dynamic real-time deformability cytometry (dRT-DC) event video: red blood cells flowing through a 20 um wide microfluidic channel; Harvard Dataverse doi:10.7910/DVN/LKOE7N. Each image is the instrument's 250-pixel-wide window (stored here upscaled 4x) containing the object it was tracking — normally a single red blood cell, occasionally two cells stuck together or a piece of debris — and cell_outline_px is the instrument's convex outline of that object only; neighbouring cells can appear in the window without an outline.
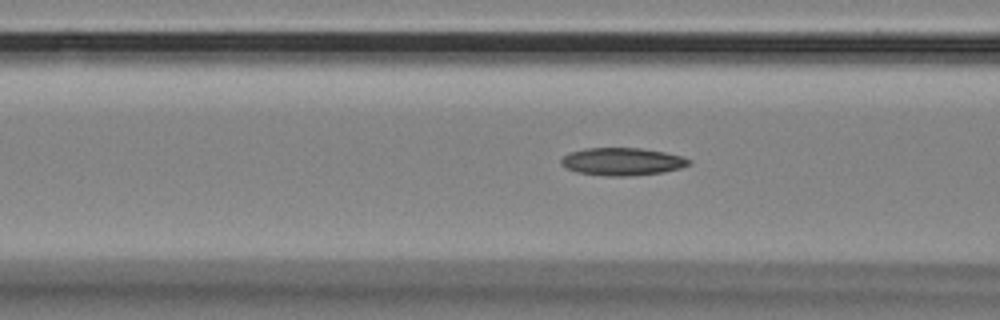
{"species": "Egyptian fruit bat (a non-hibernating species)", "species_latin": "Rousettus aegyptiacus", "temperature_condition": "room temperature", "stored_images_in_passage": 38, "camera_frame_rate_fps": 3000, "um_per_image_px": 0.085, "animal": {"sex": "female"}, "frame": {"image": 1, "passage_image": 5, "time_ms": 1.333, "image_size_px": [1000, 320], "cell_outline_px": [[692, 164], [680, 168], [664, 172], [628, 176], [604, 176], [576, 172], [560, 164], [560, 160], [568, 152], [584, 148], [640, 148], [664, 152], [680, 156], [692, 160]], "centroid_in_image_um": [52.88, 13.73], "position_along_channel_um": 113.7, "area_um2": 20.69}}
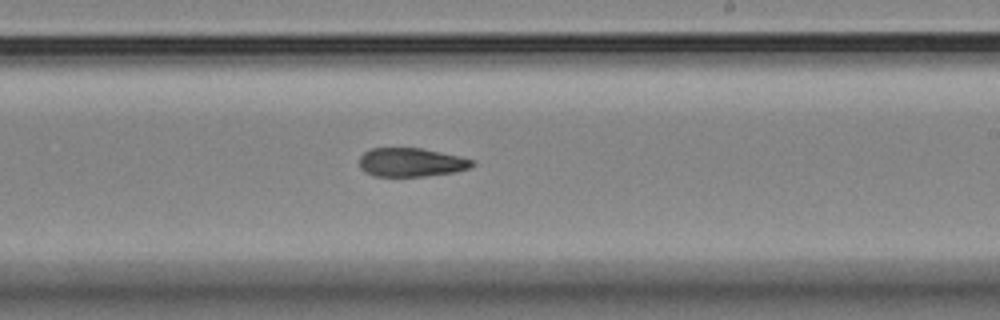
{"frame": {"image": 2, "passage_image": 17, "time_ms": 5.333, "image_size_px": [1000, 320], "cell_outline_px": [[476, 164], [468, 168], [452, 172], [424, 176], [372, 176], [364, 172], [360, 168], [360, 156], [364, 152], [372, 148], [420, 148], [456, 156], [472, 160]], "centroid_in_image_um": [34.88, 13.8], "position_along_channel_um": 254.1, "area_um2": 18.61}}
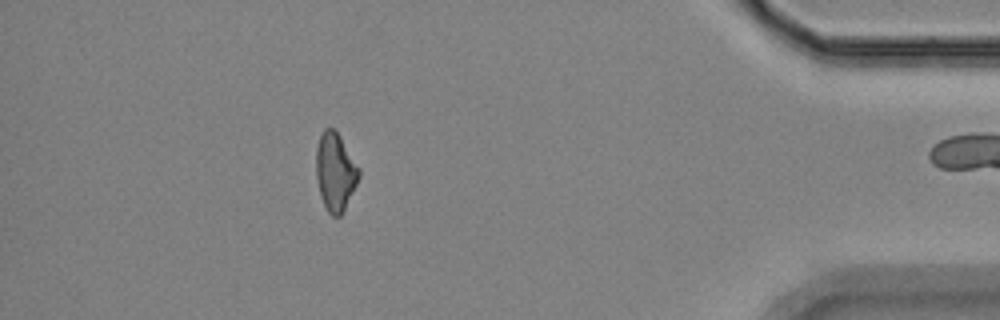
{"frame": {"image": 3, "passage_image": 34, "time_ms": 11.0, "image_size_px": [1000, 320], "cell_outline_px": [[360, 176], [340, 216], [332, 216], [328, 212], [320, 196], [316, 176], [316, 148], [320, 136], [324, 128], [332, 128], [340, 136], [360, 168]], "centroid_in_image_um": [28.49, 14.59], "position_along_channel_um": 406.7, "area_um2": 19.25}}